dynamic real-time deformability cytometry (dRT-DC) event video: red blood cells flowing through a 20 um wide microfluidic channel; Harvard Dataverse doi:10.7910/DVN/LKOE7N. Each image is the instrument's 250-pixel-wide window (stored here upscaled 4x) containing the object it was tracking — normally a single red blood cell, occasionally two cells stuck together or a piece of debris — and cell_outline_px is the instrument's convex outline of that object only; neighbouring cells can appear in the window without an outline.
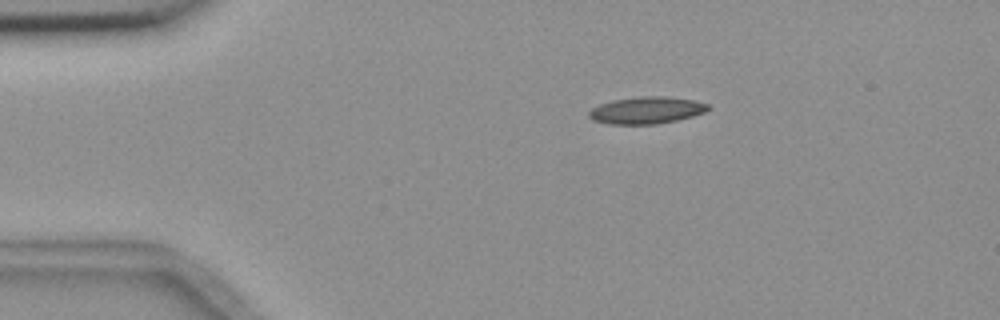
{"species": "common noctule bat (a hibernating species)", "species_latin": "Nyctalus noctula", "temperature_condition": "room temperature", "stored_images_in_passage": 4, "camera_frame_rate_fps": 3000, "um_per_image_px": 0.085, "animal": {"sex": "female", "body_mass_g": 18.4}, "frame": {"image": 1, "passage_image": 3, "time_ms": 2.333, "image_size_px": [1000, 320], "cell_outline_px": [[712, 108], [704, 112], [692, 116], [676, 120], [656, 124], [608, 124], [592, 120], [588, 116], [588, 112], [592, 108], [600, 104], [612, 100], [640, 96], [664, 96], [692, 100], [708, 104]], "centroid_in_image_um": [54.93, 9.37], "position_along_channel_um": 30.1, "area_um2": 18.73}}